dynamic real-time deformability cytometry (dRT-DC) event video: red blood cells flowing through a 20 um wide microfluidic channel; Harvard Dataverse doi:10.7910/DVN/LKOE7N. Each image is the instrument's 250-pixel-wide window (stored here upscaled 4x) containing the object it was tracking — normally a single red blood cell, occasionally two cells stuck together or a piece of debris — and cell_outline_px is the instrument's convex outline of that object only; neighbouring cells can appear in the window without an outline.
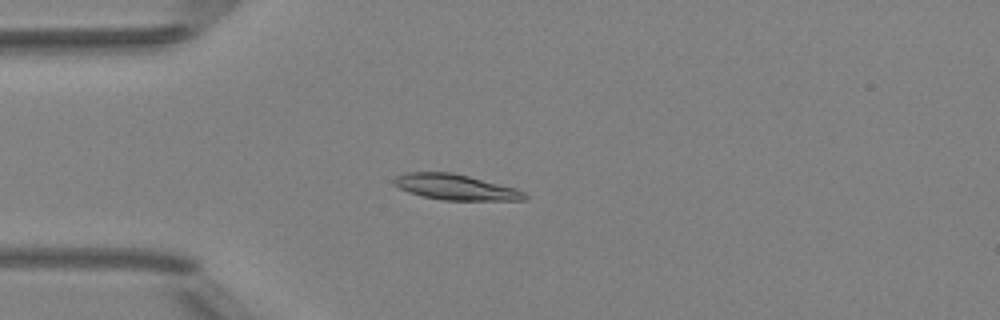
{"species": "Egyptian fruit bat (a non-hibernating species)", "species_latin": "Rousettus aegyptiacus", "temperature_condition": "room temperature", "stored_images_in_passage": 5, "camera_frame_rate_fps": 3000, "um_per_image_px": 0.085, "animal": {"sex": "female"}, "frame": {"image": 1, "passage_image": 4, "time_ms": 3.667, "image_size_px": [1000, 320], "cell_outline_px": [[528, 200], [444, 200], [424, 196], [408, 192], [392, 184], [392, 180], [396, 176], [408, 172], [452, 172], [516, 188], [524, 192], [528, 196]], "centroid_in_image_um": [38.72, 15.9], "position_along_channel_um": 46.3, "area_um2": 19.42}}